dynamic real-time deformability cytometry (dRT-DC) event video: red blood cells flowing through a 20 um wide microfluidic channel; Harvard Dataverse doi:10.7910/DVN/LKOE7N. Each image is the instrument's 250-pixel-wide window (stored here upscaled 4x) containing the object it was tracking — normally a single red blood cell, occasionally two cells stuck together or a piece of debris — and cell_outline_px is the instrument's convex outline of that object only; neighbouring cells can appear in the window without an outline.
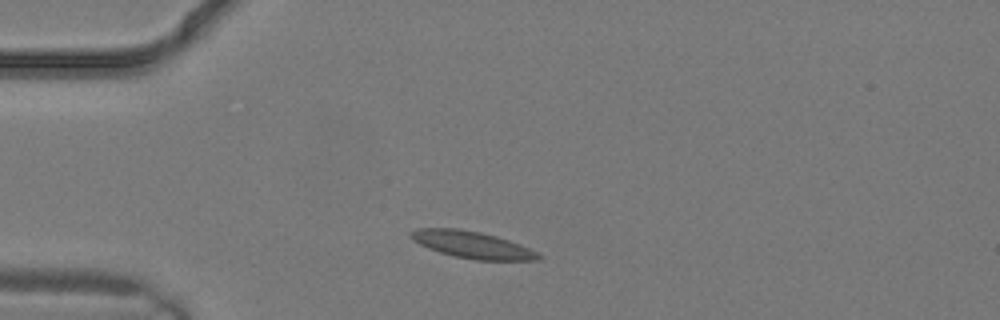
{"species": "common noctule bat (a hibernating species)", "species_latin": "Nyctalus noctula", "temperature_condition": "warm", "stored_images_in_passage": 6, "camera_frame_rate_fps": 3000, "um_per_image_px": 0.085, "animal": {"sex": "male", "body_mass_g": 19.2, "forearm_length_mm": 51.8}, "frame": {"image": 1, "passage_image": 3, "time_ms": 0.667, "image_size_px": [1000, 320], "cell_outline_px": [[540, 256], [536, 260], [476, 260], [456, 256], [440, 252], [428, 248], [412, 240], [408, 236], [416, 228], [456, 228], [480, 232], [496, 236], [520, 244], [536, 252]], "centroid_in_image_um": [40.08, 20.79], "position_along_channel_um": 44.9, "area_um2": 19.71}}
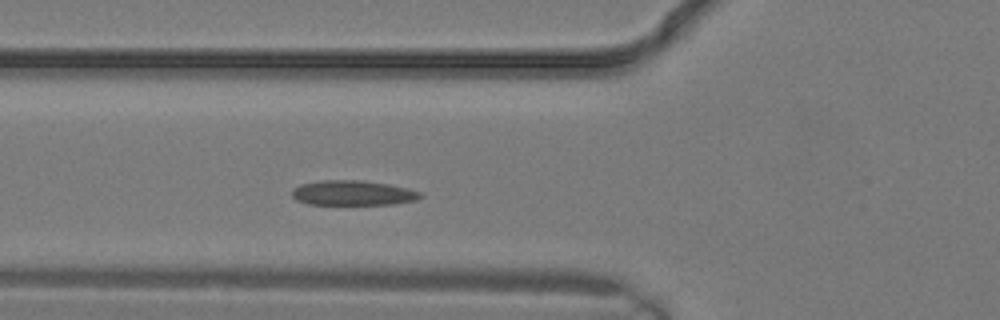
{"frame": {"image": 2, "passage_image": 6, "time_ms": 1.667, "image_size_px": [1000, 320], "cell_outline_px": [[424, 196], [416, 200], [396, 204], [308, 204], [296, 200], [292, 196], [292, 188], [300, 184], [320, 180], [356, 180], [388, 184], [420, 192]], "centroid_in_image_um": [29.95, 16.4], "position_along_channel_um": 95.8, "area_um2": 18.55}}